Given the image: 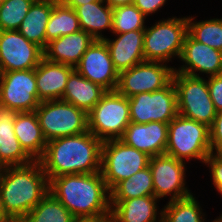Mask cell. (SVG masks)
<instances>
[{"label":"cell","instance_id":"6da1fadb","mask_svg":"<svg viewBox=\"0 0 222 222\" xmlns=\"http://www.w3.org/2000/svg\"><path fill=\"white\" fill-rule=\"evenodd\" d=\"M49 192L75 218L110 219V190L101 172L52 178L49 181Z\"/></svg>","mask_w":222,"mask_h":222},{"label":"cell","instance_id":"7a4b0ae2","mask_svg":"<svg viewBox=\"0 0 222 222\" xmlns=\"http://www.w3.org/2000/svg\"><path fill=\"white\" fill-rule=\"evenodd\" d=\"M102 143L90 131L53 139L47 141L38 161L49 181L62 175L98 173Z\"/></svg>","mask_w":222,"mask_h":222},{"label":"cell","instance_id":"3957f363","mask_svg":"<svg viewBox=\"0 0 222 222\" xmlns=\"http://www.w3.org/2000/svg\"><path fill=\"white\" fill-rule=\"evenodd\" d=\"M48 192L49 180L39 161L1 168L0 195L10 219H23Z\"/></svg>","mask_w":222,"mask_h":222},{"label":"cell","instance_id":"277c9868","mask_svg":"<svg viewBox=\"0 0 222 222\" xmlns=\"http://www.w3.org/2000/svg\"><path fill=\"white\" fill-rule=\"evenodd\" d=\"M212 153L209 127L178 114L168 124L165 154L178 160L198 159L202 163Z\"/></svg>","mask_w":222,"mask_h":222},{"label":"cell","instance_id":"5b68a950","mask_svg":"<svg viewBox=\"0 0 222 222\" xmlns=\"http://www.w3.org/2000/svg\"><path fill=\"white\" fill-rule=\"evenodd\" d=\"M129 124L128 98L117 90L107 91L88 113V131L102 142L120 139Z\"/></svg>","mask_w":222,"mask_h":222},{"label":"cell","instance_id":"8992f818","mask_svg":"<svg viewBox=\"0 0 222 222\" xmlns=\"http://www.w3.org/2000/svg\"><path fill=\"white\" fill-rule=\"evenodd\" d=\"M35 113L47 141L88 131V114L71 103L41 101Z\"/></svg>","mask_w":222,"mask_h":222},{"label":"cell","instance_id":"52a82bcc","mask_svg":"<svg viewBox=\"0 0 222 222\" xmlns=\"http://www.w3.org/2000/svg\"><path fill=\"white\" fill-rule=\"evenodd\" d=\"M187 34V18L160 20L145 28L143 53L145 61L168 63L173 57L180 58Z\"/></svg>","mask_w":222,"mask_h":222},{"label":"cell","instance_id":"ba28073f","mask_svg":"<svg viewBox=\"0 0 222 222\" xmlns=\"http://www.w3.org/2000/svg\"><path fill=\"white\" fill-rule=\"evenodd\" d=\"M172 81L177 90L178 114L210 128L217 111L210 97L207 79L174 72Z\"/></svg>","mask_w":222,"mask_h":222},{"label":"cell","instance_id":"9c48e42d","mask_svg":"<svg viewBox=\"0 0 222 222\" xmlns=\"http://www.w3.org/2000/svg\"><path fill=\"white\" fill-rule=\"evenodd\" d=\"M150 156L120 139L102 143L101 175L109 190L117 183L149 166Z\"/></svg>","mask_w":222,"mask_h":222},{"label":"cell","instance_id":"30bf717a","mask_svg":"<svg viewBox=\"0 0 222 222\" xmlns=\"http://www.w3.org/2000/svg\"><path fill=\"white\" fill-rule=\"evenodd\" d=\"M128 101L130 122L133 123L169 124L178 115L177 90L173 81L163 89L138 93L128 98Z\"/></svg>","mask_w":222,"mask_h":222},{"label":"cell","instance_id":"8fae6325","mask_svg":"<svg viewBox=\"0 0 222 222\" xmlns=\"http://www.w3.org/2000/svg\"><path fill=\"white\" fill-rule=\"evenodd\" d=\"M35 69L0 72V107L34 112L40 104Z\"/></svg>","mask_w":222,"mask_h":222},{"label":"cell","instance_id":"7c38bea8","mask_svg":"<svg viewBox=\"0 0 222 222\" xmlns=\"http://www.w3.org/2000/svg\"><path fill=\"white\" fill-rule=\"evenodd\" d=\"M174 68L163 62L144 61L119 73L117 91L130 98L138 93L153 92L166 87Z\"/></svg>","mask_w":222,"mask_h":222},{"label":"cell","instance_id":"4fadbf2b","mask_svg":"<svg viewBox=\"0 0 222 222\" xmlns=\"http://www.w3.org/2000/svg\"><path fill=\"white\" fill-rule=\"evenodd\" d=\"M185 164V161L167 154L150 157L149 167L153 177L154 196L157 199L171 195L169 201H175L192 195L185 187Z\"/></svg>","mask_w":222,"mask_h":222},{"label":"cell","instance_id":"5bb4252c","mask_svg":"<svg viewBox=\"0 0 222 222\" xmlns=\"http://www.w3.org/2000/svg\"><path fill=\"white\" fill-rule=\"evenodd\" d=\"M44 51L18 30L0 31V72L35 69Z\"/></svg>","mask_w":222,"mask_h":222},{"label":"cell","instance_id":"9a60e30c","mask_svg":"<svg viewBox=\"0 0 222 222\" xmlns=\"http://www.w3.org/2000/svg\"><path fill=\"white\" fill-rule=\"evenodd\" d=\"M74 68L84 78L107 91L117 89L119 73L114 67L104 40H94Z\"/></svg>","mask_w":222,"mask_h":222},{"label":"cell","instance_id":"2e32d148","mask_svg":"<svg viewBox=\"0 0 222 222\" xmlns=\"http://www.w3.org/2000/svg\"><path fill=\"white\" fill-rule=\"evenodd\" d=\"M179 59L185 64L174 72L195 77H200L198 71L210 77L222 74V51L196 41L188 33Z\"/></svg>","mask_w":222,"mask_h":222},{"label":"cell","instance_id":"e0dca14e","mask_svg":"<svg viewBox=\"0 0 222 222\" xmlns=\"http://www.w3.org/2000/svg\"><path fill=\"white\" fill-rule=\"evenodd\" d=\"M125 144L146 153L150 157L165 154L168 142V124L130 122L120 138Z\"/></svg>","mask_w":222,"mask_h":222},{"label":"cell","instance_id":"ac0fdd59","mask_svg":"<svg viewBox=\"0 0 222 222\" xmlns=\"http://www.w3.org/2000/svg\"><path fill=\"white\" fill-rule=\"evenodd\" d=\"M116 39H103L108 46L115 69L121 71L145 61L143 53L144 30H134L125 33H114Z\"/></svg>","mask_w":222,"mask_h":222},{"label":"cell","instance_id":"d6986e66","mask_svg":"<svg viewBox=\"0 0 222 222\" xmlns=\"http://www.w3.org/2000/svg\"><path fill=\"white\" fill-rule=\"evenodd\" d=\"M73 66L42 58L35 68L38 99L40 101L61 100Z\"/></svg>","mask_w":222,"mask_h":222},{"label":"cell","instance_id":"ffe728a7","mask_svg":"<svg viewBox=\"0 0 222 222\" xmlns=\"http://www.w3.org/2000/svg\"><path fill=\"white\" fill-rule=\"evenodd\" d=\"M95 39L88 33L78 32L51 40L44 51L49 61L75 67Z\"/></svg>","mask_w":222,"mask_h":222},{"label":"cell","instance_id":"44dd1931","mask_svg":"<svg viewBox=\"0 0 222 222\" xmlns=\"http://www.w3.org/2000/svg\"><path fill=\"white\" fill-rule=\"evenodd\" d=\"M14 110L0 107V166H23L34 160L21 147L14 132Z\"/></svg>","mask_w":222,"mask_h":222},{"label":"cell","instance_id":"7402d4cb","mask_svg":"<svg viewBox=\"0 0 222 222\" xmlns=\"http://www.w3.org/2000/svg\"><path fill=\"white\" fill-rule=\"evenodd\" d=\"M155 196H143L122 201H110L109 222H162V211L157 217Z\"/></svg>","mask_w":222,"mask_h":222},{"label":"cell","instance_id":"603a6c76","mask_svg":"<svg viewBox=\"0 0 222 222\" xmlns=\"http://www.w3.org/2000/svg\"><path fill=\"white\" fill-rule=\"evenodd\" d=\"M14 132L24 151L34 161H38L44 154L47 140L44 138L35 111L16 113Z\"/></svg>","mask_w":222,"mask_h":222},{"label":"cell","instance_id":"cb8c5ba5","mask_svg":"<svg viewBox=\"0 0 222 222\" xmlns=\"http://www.w3.org/2000/svg\"><path fill=\"white\" fill-rule=\"evenodd\" d=\"M106 92L102 86L74 70L68 78L61 100L75 105L88 114Z\"/></svg>","mask_w":222,"mask_h":222},{"label":"cell","instance_id":"d4e9b609","mask_svg":"<svg viewBox=\"0 0 222 222\" xmlns=\"http://www.w3.org/2000/svg\"><path fill=\"white\" fill-rule=\"evenodd\" d=\"M57 2L35 0L17 29L27 40L46 48V26Z\"/></svg>","mask_w":222,"mask_h":222},{"label":"cell","instance_id":"484cf974","mask_svg":"<svg viewBox=\"0 0 222 222\" xmlns=\"http://www.w3.org/2000/svg\"><path fill=\"white\" fill-rule=\"evenodd\" d=\"M76 15L79 19L81 30L90 34L95 40H103L101 31H112L113 8L104 0L86 3L76 7Z\"/></svg>","mask_w":222,"mask_h":222},{"label":"cell","instance_id":"4316f807","mask_svg":"<svg viewBox=\"0 0 222 222\" xmlns=\"http://www.w3.org/2000/svg\"><path fill=\"white\" fill-rule=\"evenodd\" d=\"M143 196H154L153 177L149 166L120 181L110 190V201Z\"/></svg>","mask_w":222,"mask_h":222},{"label":"cell","instance_id":"83f0119b","mask_svg":"<svg viewBox=\"0 0 222 222\" xmlns=\"http://www.w3.org/2000/svg\"><path fill=\"white\" fill-rule=\"evenodd\" d=\"M80 30L79 19L75 10L63 2L56 3L46 26V47L51 40Z\"/></svg>","mask_w":222,"mask_h":222},{"label":"cell","instance_id":"f1b7e54d","mask_svg":"<svg viewBox=\"0 0 222 222\" xmlns=\"http://www.w3.org/2000/svg\"><path fill=\"white\" fill-rule=\"evenodd\" d=\"M26 222H72L75 217L50 192L23 218Z\"/></svg>","mask_w":222,"mask_h":222},{"label":"cell","instance_id":"f546056e","mask_svg":"<svg viewBox=\"0 0 222 222\" xmlns=\"http://www.w3.org/2000/svg\"><path fill=\"white\" fill-rule=\"evenodd\" d=\"M199 202L193 195L169 201L162 209V222H205Z\"/></svg>","mask_w":222,"mask_h":222},{"label":"cell","instance_id":"4dcf8cb0","mask_svg":"<svg viewBox=\"0 0 222 222\" xmlns=\"http://www.w3.org/2000/svg\"><path fill=\"white\" fill-rule=\"evenodd\" d=\"M187 16V33L196 41L222 51V18L194 22Z\"/></svg>","mask_w":222,"mask_h":222},{"label":"cell","instance_id":"1f68e13d","mask_svg":"<svg viewBox=\"0 0 222 222\" xmlns=\"http://www.w3.org/2000/svg\"><path fill=\"white\" fill-rule=\"evenodd\" d=\"M146 16L134 5L113 8L112 33L145 30Z\"/></svg>","mask_w":222,"mask_h":222},{"label":"cell","instance_id":"d6a6232c","mask_svg":"<svg viewBox=\"0 0 222 222\" xmlns=\"http://www.w3.org/2000/svg\"><path fill=\"white\" fill-rule=\"evenodd\" d=\"M35 0H4L0 5V31L17 30Z\"/></svg>","mask_w":222,"mask_h":222},{"label":"cell","instance_id":"836d02e7","mask_svg":"<svg viewBox=\"0 0 222 222\" xmlns=\"http://www.w3.org/2000/svg\"><path fill=\"white\" fill-rule=\"evenodd\" d=\"M204 163L211 169L213 185L222 195V153H210Z\"/></svg>","mask_w":222,"mask_h":222},{"label":"cell","instance_id":"e575fe53","mask_svg":"<svg viewBox=\"0 0 222 222\" xmlns=\"http://www.w3.org/2000/svg\"><path fill=\"white\" fill-rule=\"evenodd\" d=\"M209 133L212 153H222V110L217 111Z\"/></svg>","mask_w":222,"mask_h":222},{"label":"cell","instance_id":"d590c367","mask_svg":"<svg viewBox=\"0 0 222 222\" xmlns=\"http://www.w3.org/2000/svg\"><path fill=\"white\" fill-rule=\"evenodd\" d=\"M207 85L216 111L222 110V74L208 77Z\"/></svg>","mask_w":222,"mask_h":222},{"label":"cell","instance_id":"8d00e7d4","mask_svg":"<svg viewBox=\"0 0 222 222\" xmlns=\"http://www.w3.org/2000/svg\"><path fill=\"white\" fill-rule=\"evenodd\" d=\"M166 0H134V5L145 15L155 13L163 5Z\"/></svg>","mask_w":222,"mask_h":222},{"label":"cell","instance_id":"74e56055","mask_svg":"<svg viewBox=\"0 0 222 222\" xmlns=\"http://www.w3.org/2000/svg\"><path fill=\"white\" fill-rule=\"evenodd\" d=\"M100 0H64V4L70 8L75 9L76 7L82 6L86 3L96 2Z\"/></svg>","mask_w":222,"mask_h":222},{"label":"cell","instance_id":"f35d334b","mask_svg":"<svg viewBox=\"0 0 222 222\" xmlns=\"http://www.w3.org/2000/svg\"><path fill=\"white\" fill-rule=\"evenodd\" d=\"M111 8H116L119 6L131 5L134 0H104Z\"/></svg>","mask_w":222,"mask_h":222},{"label":"cell","instance_id":"ab89813d","mask_svg":"<svg viewBox=\"0 0 222 222\" xmlns=\"http://www.w3.org/2000/svg\"><path fill=\"white\" fill-rule=\"evenodd\" d=\"M10 218L6 215L3 207V202L1 200V195H0V221H8Z\"/></svg>","mask_w":222,"mask_h":222},{"label":"cell","instance_id":"60d3db41","mask_svg":"<svg viewBox=\"0 0 222 222\" xmlns=\"http://www.w3.org/2000/svg\"><path fill=\"white\" fill-rule=\"evenodd\" d=\"M72 222H109V220H96L92 218H75Z\"/></svg>","mask_w":222,"mask_h":222},{"label":"cell","instance_id":"b9f144b4","mask_svg":"<svg viewBox=\"0 0 222 222\" xmlns=\"http://www.w3.org/2000/svg\"><path fill=\"white\" fill-rule=\"evenodd\" d=\"M6 222H26L24 219H9Z\"/></svg>","mask_w":222,"mask_h":222},{"label":"cell","instance_id":"7bdbcfd3","mask_svg":"<svg viewBox=\"0 0 222 222\" xmlns=\"http://www.w3.org/2000/svg\"><path fill=\"white\" fill-rule=\"evenodd\" d=\"M212 222H222V214H221V216H220L218 219H215V220L212 221Z\"/></svg>","mask_w":222,"mask_h":222},{"label":"cell","instance_id":"ee69618b","mask_svg":"<svg viewBox=\"0 0 222 222\" xmlns=\"http://www.w3.org/2000/svg\"><path fill=\"white\" fill-rule=\"evenodd\" d=\"M50 1H54V2H57V3L64 2V0H50Z\"/></svg>","mask_w":222,"mask_h":222}]
</instances>
